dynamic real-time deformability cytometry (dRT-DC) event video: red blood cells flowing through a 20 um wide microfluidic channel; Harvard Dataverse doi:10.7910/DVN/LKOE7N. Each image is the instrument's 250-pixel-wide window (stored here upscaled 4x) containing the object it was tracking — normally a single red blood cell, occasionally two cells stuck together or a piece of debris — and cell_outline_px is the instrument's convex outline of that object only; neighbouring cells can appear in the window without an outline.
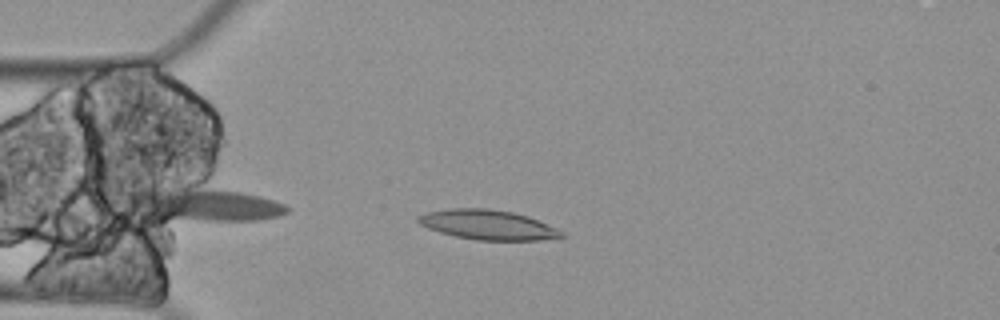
{"species": "Egyptian fruit bat (a non-hibernating species)", "species_latin": "Rousettus aegyptiacus", "temperature_condition": "cold", "stored_images_in_passage": 11, "camera_frame_rate_fps": 3000, "um_per_image_px": 0.085, "animal": {"sex": "female"}, "frame": {"image": 1, "passage_image": 3, "time_ms": 0.667, "image_size_px": [1000, 320], "cell_outline_px": [[568, 236], [540, 240], [476, 240], [456, 236], [440, 232], [428, 228], [420, 224], [416, 220], [416, 216], [428, 212], [448, 208], [488, 208], [512, 212], [528, 216], [556, 228], [564, 232]], "centroid_in_image_um": [41.47, 19.1], "position_along_channel_um": 43.5, "area_um2": 24.85}}
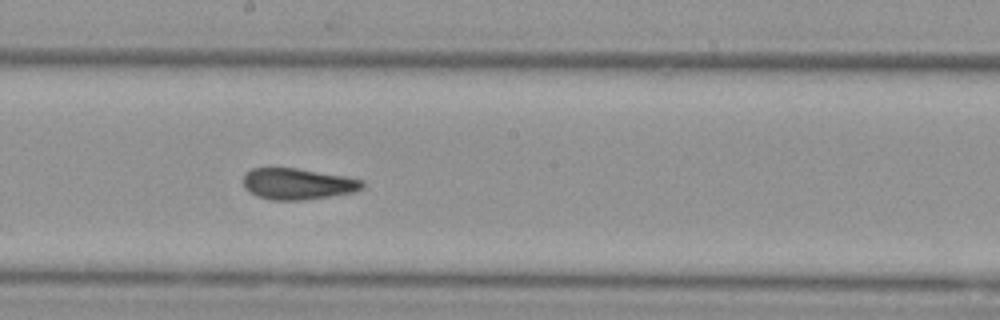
{"frame": {"image": 2, "passage_image": 8, "time_ms": 2.333, "image_size_px": [1000, 320], "cell_outline_px": [[364, 188], [352, 192], [328, 196], [300, 200], [272, 200], [256, 196], [244, 188], [244, 176], [252, 168], [296, 168], [344, 176], [364, 180]], "centroid_in_image_um": [25.3, 15.63], "position_along_channel_um": 222.9, "area_um2": 21.44}}
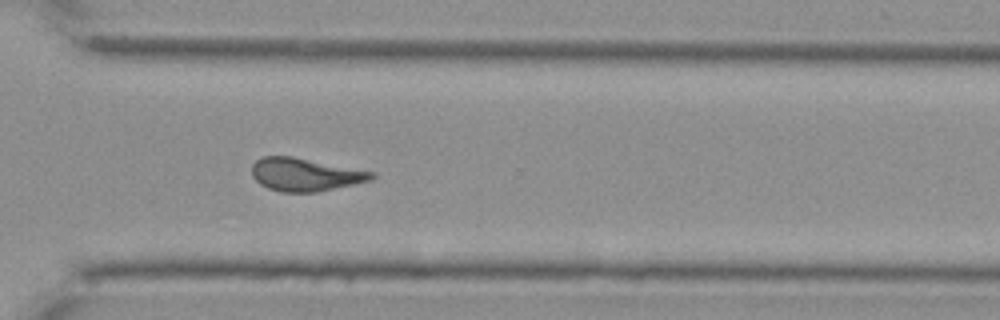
{"frame": {"image": 3, "passage_image": 11, "time_ms": 3.333, "image_size_px": [1000, 320], "cell_outline_px": [[376, 176], [372, 180], [316, 192], [280, 192], [268, 188], [260, 184], [252, 176], [252, 164], [256, 160], [264, 156], [292, 156], [376, 172]], "centroid_in_image_um": [25.94, 14.83], "position_along_channel_um": 344.7, "area_um2": 23.06}}